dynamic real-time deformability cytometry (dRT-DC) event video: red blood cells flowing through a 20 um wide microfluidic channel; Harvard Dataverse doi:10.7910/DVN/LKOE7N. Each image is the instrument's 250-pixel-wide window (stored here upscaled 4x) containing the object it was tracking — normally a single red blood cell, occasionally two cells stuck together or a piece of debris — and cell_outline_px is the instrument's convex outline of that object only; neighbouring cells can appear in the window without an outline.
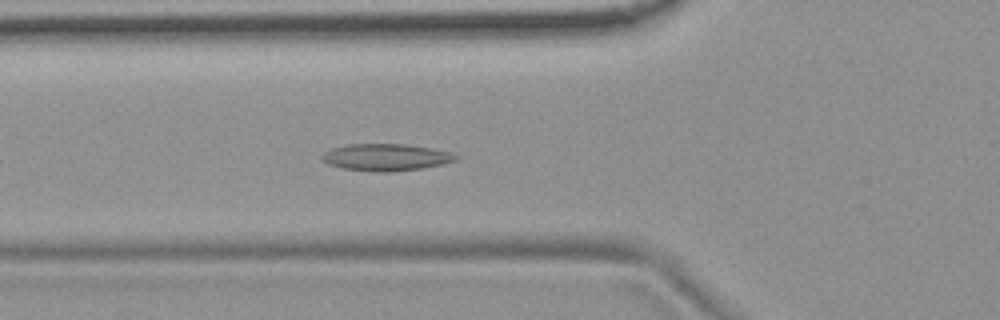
{"species": "common noctule bat (a hibernating species)", "species_latin": "Nyctalus noctula", "temperature_condition": "room temperature", "stored_images_in_passage": 6, "camera_frame_rate_fps": 3000, "um_per_image_px": 0.085, "animal": {"sex": "female", "body_mass_g": 19.9}, "frame": {"image": 1, "passage_image": 6, "time_ms": 5.333, "image_size_px": [1000, 320], "cell_outline_px": [[460, 156], [456, 160], [444, 164], [420, 168], [392, 172], [376, 172], [344, 168], [328, 164], [320, 160], [320, 156], [324, 152], [332, 148], [348, 144], [404, 144], [432, 148], [448, 152]], "centroid_in_image_um": [32.78, 13.37], "position_along_channel_um": 93.0, "area_um2": 21.04}}